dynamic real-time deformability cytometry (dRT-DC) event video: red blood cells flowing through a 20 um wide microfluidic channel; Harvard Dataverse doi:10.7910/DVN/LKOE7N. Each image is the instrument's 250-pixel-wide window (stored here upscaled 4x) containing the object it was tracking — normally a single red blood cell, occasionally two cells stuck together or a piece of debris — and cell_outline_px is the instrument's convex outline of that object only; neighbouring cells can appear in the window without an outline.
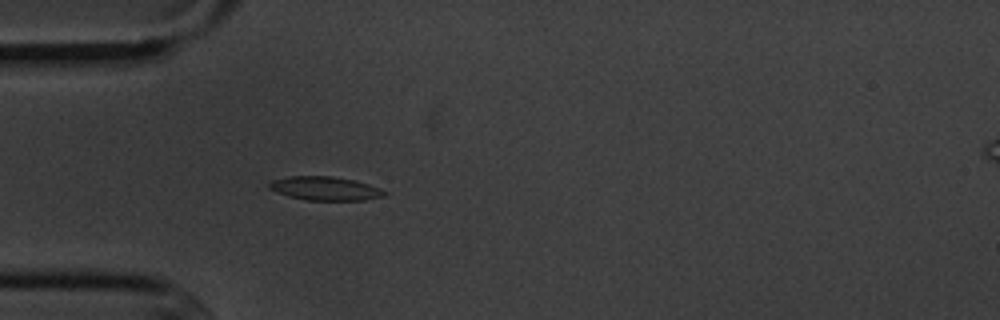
{"species": "common noctule bat (a hibernating species)", "species_latin": "Nyctalus noctula", "temperature_condition": "cold", "stored_images_in_passage": 4, "camera_frame_rate_fps": 3000, "um_per_image_px": 0.085, "animal": {"sex": "male", "body_mass_g": 20.1, "forearm_length_mm": 53.5}, "frame": {"image": 1, "passage_image": 4, "time_ms": 3.667, "image_size_px": [1000, 320], "cell_outline_px": [[388, 192], [384, 196], [364, 200], [308, 200], [288, 196], [276, 192], [268, 188], [268, 184], [272, 180], [288, 176], [332, 176], [356, 180], [380, 188]], "centroid_in_image_um": [27.63, 16.01], "position_along_channel_um": 57.4, "area_um2": 16.01}}